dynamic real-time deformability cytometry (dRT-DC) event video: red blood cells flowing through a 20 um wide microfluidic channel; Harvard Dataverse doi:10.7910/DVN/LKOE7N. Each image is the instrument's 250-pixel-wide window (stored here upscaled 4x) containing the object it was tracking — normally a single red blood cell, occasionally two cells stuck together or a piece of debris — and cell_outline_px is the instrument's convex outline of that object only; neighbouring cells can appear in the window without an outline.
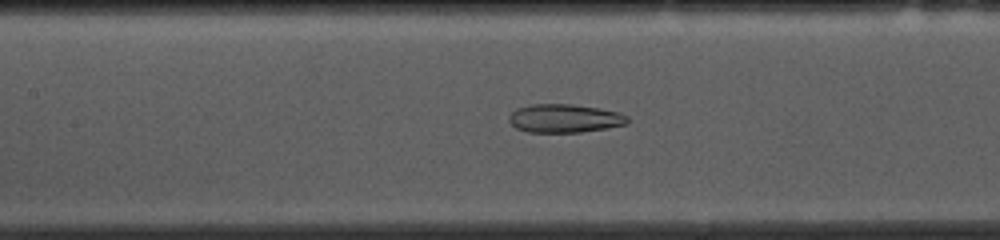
{"species": "common noctule bat (a hibernating species)", "species_latin": "Nyctalus noctula", "temperature_condition": "cold", "stored_images_in_passage": 53, "camera_frame_rate_fps": 3000, "um_per_image_px": 0.085, "animal": {"sex": "female", "body_mass_g": 10.0, "forearm_length_mm": 53.1}, "frame": {"image": 1, "passage_image": 23, "time_ms": 7.333, "image_size_px": [1000, 240], "cell_outline_px": [[628, 124], [608, 128], [580, 132], [528, 132], [516, 128], [508, 120], [508, 116], [516, 108], [532, 104], [572, 104], [600, 108], [620, 112], [628, 116]], "centroid_in_image_um": [48.0, 10.06], "position_along_channel_um": 159.4, "area_um2": 19.83}}
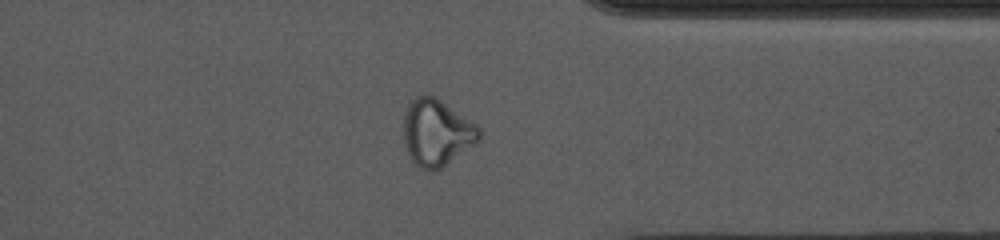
{"frame": {"image": 2, "passage_image": 41, "time_ms": 13.333, "image_size_px": [1000, 240], "cell_outline_px": [[480, 140], [440, 168], [432, 172], [428, 172], [420, 168], [408, 156], [404, 144], [404, 112], [408, 104], [416, 96], [424, 92], [436, 96], [476, 124], [480, 128]], "centroid_in_image_um": [37.08, 11.24], "position_along_channel_um": 374.3, "area_um2": 29.59}}
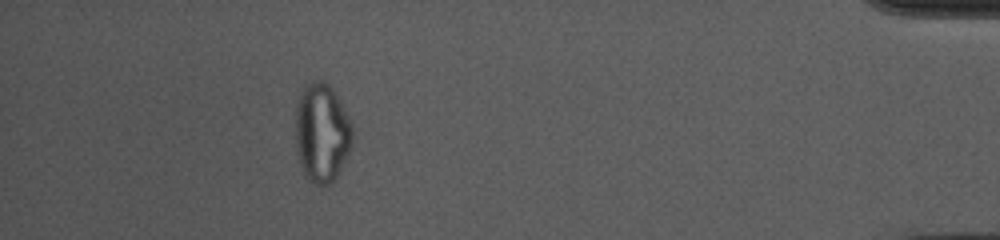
{"frame": {"image": 3, "passage_image": 48, "time_ms": 15.667, "image_size_px": [1000, 240], "cell_outline_px": [[356, 128], [352, 148], [336, 180], [332, 184], [316, 184], [304, 176], [300, 164], [296, 148], [296, 96], [312, 80], [320, 80], [328, 84], [336, 92], [352, 120]], "centroid_in_image_um": [27.41, 11.28], "position_along_channel_um": 407.8, "area_um2": 34.04}, "authors_computed_cell_mechanics": {"area_um2": 24.9118, "velocity_mm_per_s": 3.7091, "shape_relaxation_time_tau1_ms": null, "shape_relaxation_time_tau2_ms": 2.1133, "deformation_change_tau1": null, "deformation_change_tau2": 0.093}}